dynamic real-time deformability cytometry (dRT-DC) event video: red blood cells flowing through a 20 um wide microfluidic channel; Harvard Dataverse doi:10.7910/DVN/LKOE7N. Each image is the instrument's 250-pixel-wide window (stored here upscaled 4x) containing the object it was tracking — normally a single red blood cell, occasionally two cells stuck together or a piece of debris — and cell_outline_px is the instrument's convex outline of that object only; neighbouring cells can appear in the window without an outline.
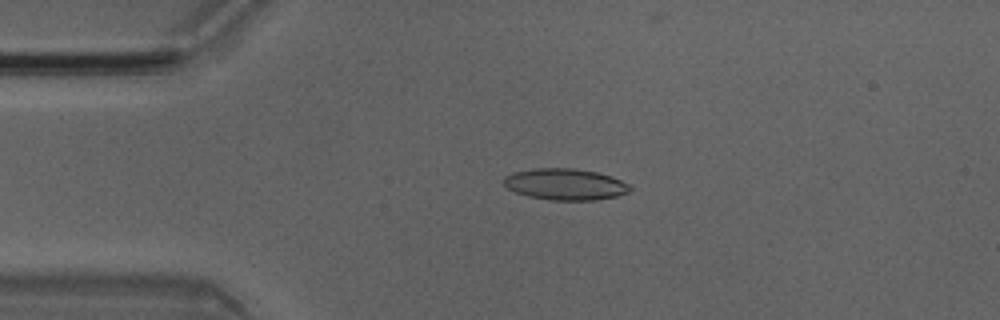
{"species": "Egyptian fruit bat (a non-hibernating species)", "species_latin": "Rousettus aegyptiacus", "temperature_condition": "room temperature", "stored_images_in_passage": 7, "camera_frame_rate_fps": 3000, "um_per_image_px": 0.085, "animal": {"sex": "male"}, "frame": {"image": 1, "passage_image": 3, "time_ms": 0.667, "image_size_px": [1000, 320], "cell_outline_px": [[632, 188], [628, 192], [616, 196], [596, 200], [548, 200], [528, 196], [516, 192], [508, 188], [504, 184], [504, 176], [512, 172], [532, 168], [572, 168], [596, 172], [612, 176], [628, 184]], "centroid_in_image_um": [48.02, 15.66], "position_along_channel_um": 37.0, "area_um2": 23.12}}